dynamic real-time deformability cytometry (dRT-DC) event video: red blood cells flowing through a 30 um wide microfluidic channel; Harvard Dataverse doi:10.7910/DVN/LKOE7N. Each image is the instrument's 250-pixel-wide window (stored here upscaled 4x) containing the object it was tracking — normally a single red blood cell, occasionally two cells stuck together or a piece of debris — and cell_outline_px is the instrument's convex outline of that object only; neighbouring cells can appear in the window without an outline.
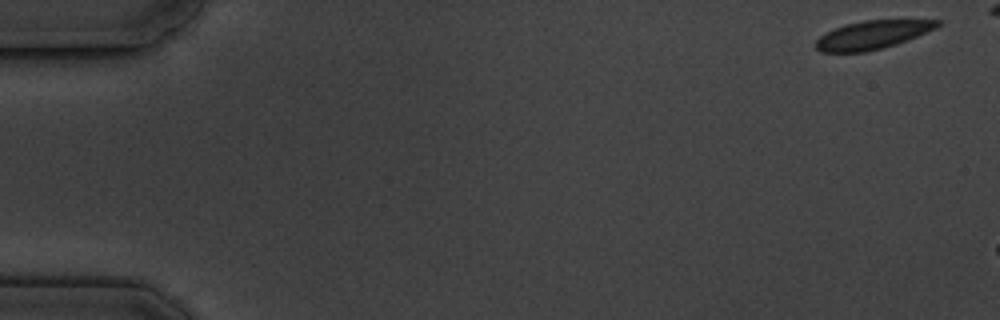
{"species": "common noctule bat (a hibernating species)", "species_latin": "Nyctalus noctula", "temperature_condition": "cold", "stored_images_in_passage": 3, "camera_frame_rate_fps": 3000, "um_per_image_px": 0.085, "animal": {"sex": "male", "body_mass_g": 19.5, "forearm_length_mm": 54.6}, "frame": {"image": 1, "passage_image": 1, "time_ms": 0.0, "image_size_px": [1000, 320], "cell_outline_px": [[944, 20], [936, 28], [908, 40], [896, 44], [864, 52], [820, 52], [812, 44], [820, 36], [844, 24], [864, 20]], "centroid_in_image_um": [74.14, 2.96], "position_along_channel_um": 10.9, "area_um2": 20.06}}